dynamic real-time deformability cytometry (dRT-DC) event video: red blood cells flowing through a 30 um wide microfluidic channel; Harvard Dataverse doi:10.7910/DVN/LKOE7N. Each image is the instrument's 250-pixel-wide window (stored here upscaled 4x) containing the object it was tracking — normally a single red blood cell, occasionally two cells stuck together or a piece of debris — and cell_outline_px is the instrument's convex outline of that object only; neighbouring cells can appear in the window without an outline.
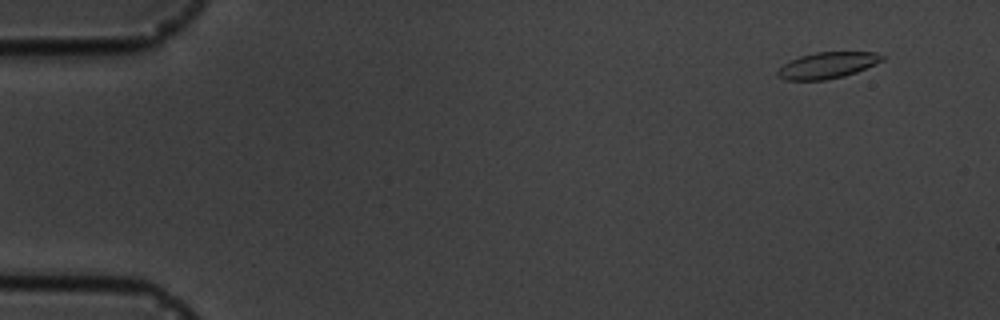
{"species": "common noctule bat (a hibernating species)", "species_latin": "Nyctalus noctula", "temperature_condition": "cold", "stored_images_in_passage": 5, "camera_frame_rate_fps": 3000, "um_per_image_px": 0.085, "animal": {"sex": "male", "body_mass_g": 19.5, "forearm_length_mm": 54.6}, "frame": {"image": 1, "passage_image": 1, "time_ms": 0.0, "image_size_px": [1000, 320], "cell_outline_px": [[884, 60], [876, 64], [856, 72], [844, 76], [824, 80], [784, 80], [776, 76], [776, 72], [788, 60], [800, 56], [816, 52], [876, 52], [884, 56]], "centroid_in_image_um": [70.31, 5.55], "position_along_channel_um": 14.7, "area_um2": 16.07}}
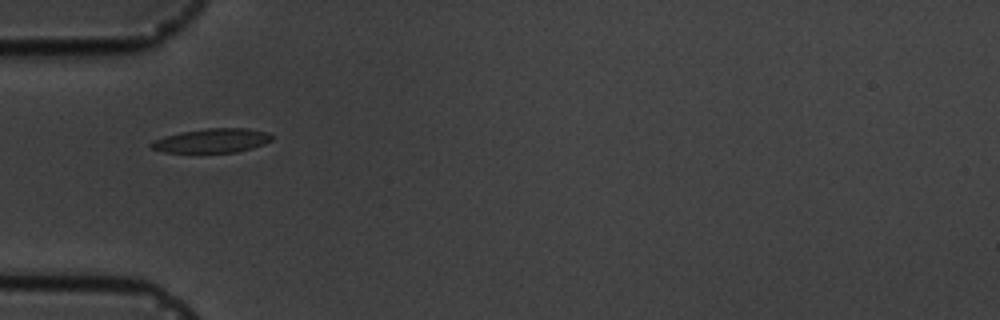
{"frame": {"image": 2, "passage_image": 5, "time_ms": 4.667, "image_size_px": [1000, 320], "cell_outline_px": [[272, 140], [264, 144], [252, 148], [236, 152], [164, 152], [152, 148], [148, 144], [152, 140], [164, 136], [180, 132], [208, 128], [244, 128], [268, 132], [272, 136]], "centroid_in_image_um": [18.0, 11.95], "position_along_channel_um": 67.0, "area_um2": 16.94}}